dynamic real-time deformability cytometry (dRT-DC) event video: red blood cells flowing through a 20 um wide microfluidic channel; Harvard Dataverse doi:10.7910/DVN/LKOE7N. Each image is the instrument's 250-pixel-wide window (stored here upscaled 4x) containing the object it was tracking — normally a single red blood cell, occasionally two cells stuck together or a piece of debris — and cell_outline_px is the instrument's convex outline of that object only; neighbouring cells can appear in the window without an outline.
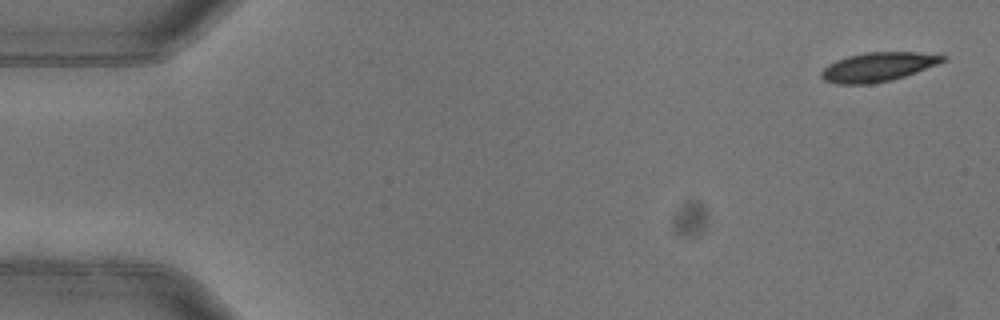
{"species": "common noctule bat (a hibernating species)", "species_latin": "Nyctalus noctula", "temperature_condition": "warm", "stored_images_in_passage": 4, "camera_frame_rate_fps": 3000, "um_per_image_px": 0.085, "animal": {"sex": "female"}, "frame": {"image": 1, "passage_image": 1, "time_ms": 0.0, "image_size_px": [1000, 320], "cell_outline_px": [[948, 60], [916, 72], [892, 80], [872, 84], [836, 84], [824, 80], [820, 76], [820, 72], [828, 64], [836, 60], [848, 56], [864, 52], [920, 52], [948, 56]], "centroid_in_image_um": [74.63, 5.68], "position_along_channel_um": 10.4, "area_um2": 20.75}}
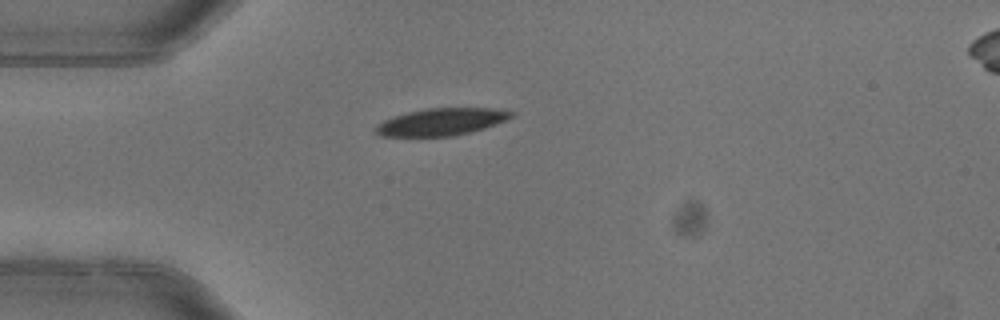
{"frame": {"image": 2, "passage_image": 4, "time_ms": 1.0, "image_size_px": [1000, 320], "cell_outline_px": [[516, 116], [484, 128], [452, 136], [380, 136], [376, 132], [376, 124], [392, 116], [408, 112], [428, 108], [508, 108], [516, 112]], "centroid_in_image_um": [37.59, 10.33], "position_along_channel_um": 47.4, "area_um2": 21.62}}